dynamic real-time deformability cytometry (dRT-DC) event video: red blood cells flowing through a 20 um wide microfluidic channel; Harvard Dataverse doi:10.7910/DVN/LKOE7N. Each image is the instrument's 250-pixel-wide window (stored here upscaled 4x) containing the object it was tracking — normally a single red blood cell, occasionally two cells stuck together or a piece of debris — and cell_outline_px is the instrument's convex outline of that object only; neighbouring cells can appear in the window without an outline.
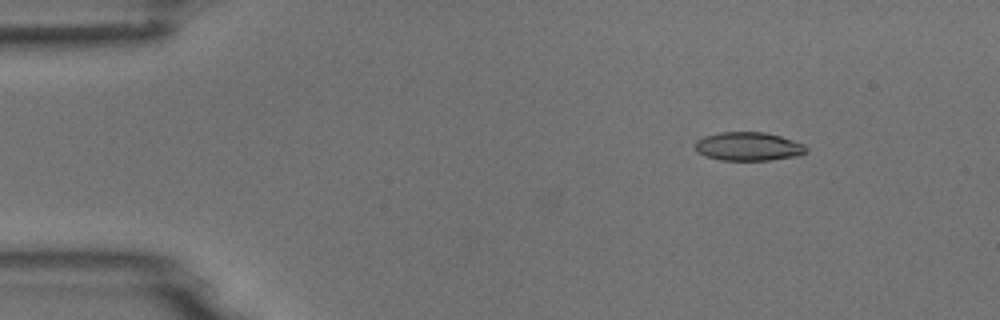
{"species": "common noctule bat (a hibernating species)", "species_latin": "Nyctalus noctula", "temperature_condition": "room temperature", "stored_images_in_passage": 2, "camera_frame_rate_fps": 3000, "um_per_image_px": 0.085, "animal": {"sex": "male", "body_mass_g": 18.8}, "frame": {"image": 1, "passage_image": 2, "time_ms": 1.333, "image_size_px": [1000, 320], "cell_outline_px": [[808, 152], [796, 156], [768, 160], [720, 160], [696, 152], [692, 148], [692, 144], [696, 140], [704, 136], [720, 132], [764, 132], [780, 136], [804, 144], [808, 148]], "centroid_in_image_um": [63.57, 12.44], "position_along_channel_um": 21.4, "area_um2": 18.67}}